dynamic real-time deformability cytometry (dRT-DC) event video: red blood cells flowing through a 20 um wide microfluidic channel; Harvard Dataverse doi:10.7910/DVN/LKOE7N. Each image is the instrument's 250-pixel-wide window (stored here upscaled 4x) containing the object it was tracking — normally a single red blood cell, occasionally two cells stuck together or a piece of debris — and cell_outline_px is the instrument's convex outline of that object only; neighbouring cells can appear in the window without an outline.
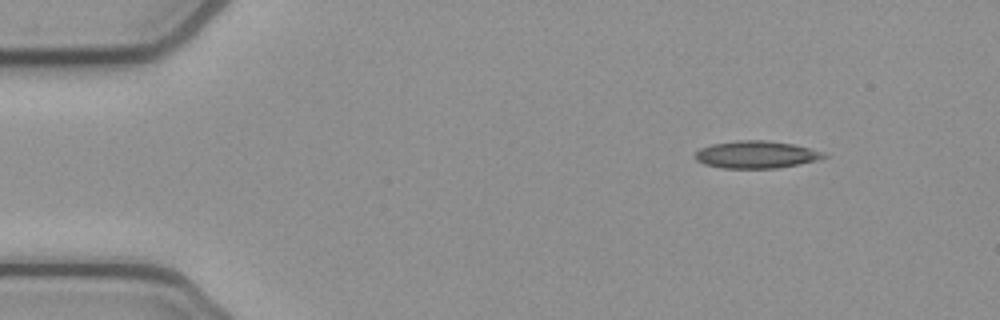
{"species": "common noctule bat (a hibernating species)", "species_latin": "Nyctalus noctula", "temperature_condition": "cold", "stored_images_in_passage": 47, "camera_frame_rate_fps": 3000, "um_per_image_px": 0.085, "animal": {"sex": "female", "body_mass_g": 21.9}, "frame": {"image": 1, "passage_image": 1, "time_ms": 0.0, "image_size_px": [1000, 320], "cell_outline_px": [[828, 156], [820, 160], [776, 168], [720, 168], [704, 164], [696, 160], [696, 152], [700, 148], [712, 144], [736, 140], [764, 140], [792, 144], [824, 152]], "centroid_in_image_um": [64.28, 13.14], "position_along_channel_um": 20.7, "area_um2": 20.46}}
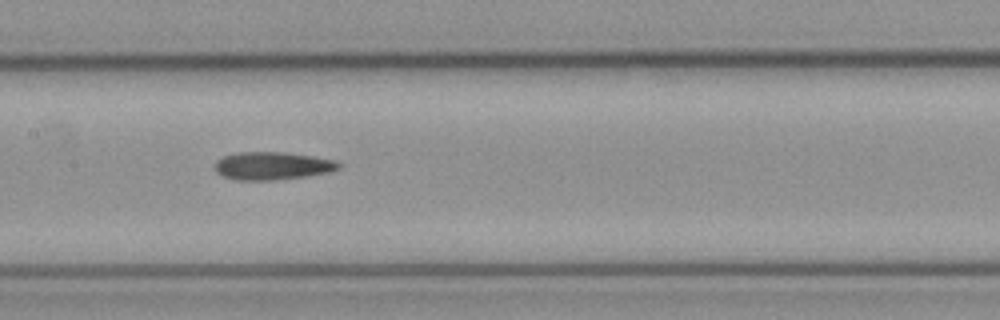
{"frame": {"image": 2, "passage_image": 20, "time_ms": 6.333, "image_size_px": [1000, 320], "cell_outline_px": [[344, 164], [340, 168], [332, 172], [276, 180], [236, 180], [224, 176], [216, 172], [212, 168], [216, 160], [224, 156], [240, 152], [280, 152], [312, 156], [336, 160]], "centroid_in_image_um": [23.16, 14.1], "position_along_channel_um": 184.2, "area_um2": 20.29}}
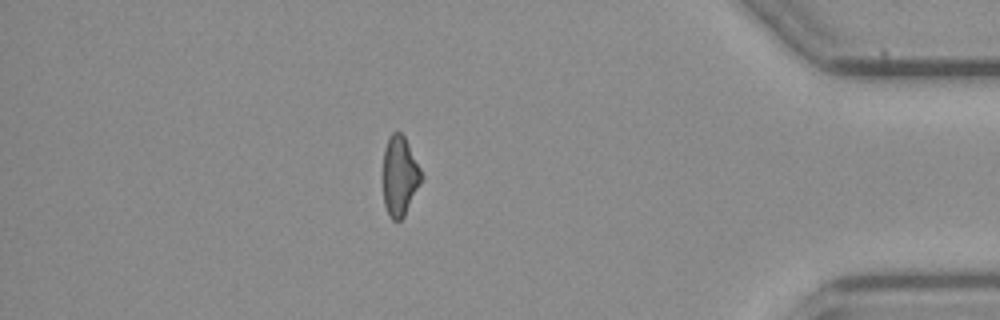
{"frame": {"image": 3, "passage_image": 40, "time_ms": 13.0, "image_size_px": [1000, 320], "cell_outline_px": [[424, 180], [404, 216], [400, 220], [392, 220], [388, 216], [384, 204], [384, 148], [388, 136], [392, 132], [400, 132], [404, 136], [424, 176]], "centroid_in_image_um": [34.0, 14.98], "position_along_channel_um": 401.2, "area_um2": 17.98}, "authors_computed_cell_mechanics": {"area_um2": 19.5942, "velocity_mm_per_s": 3.8857, "shape_relaxation_time_tau1_ms": null, "shape_relaxation_time_tau2_ms": 2.7968, "deformation_change_tau1": null, "deformation_change_tau2": 0.1288}}